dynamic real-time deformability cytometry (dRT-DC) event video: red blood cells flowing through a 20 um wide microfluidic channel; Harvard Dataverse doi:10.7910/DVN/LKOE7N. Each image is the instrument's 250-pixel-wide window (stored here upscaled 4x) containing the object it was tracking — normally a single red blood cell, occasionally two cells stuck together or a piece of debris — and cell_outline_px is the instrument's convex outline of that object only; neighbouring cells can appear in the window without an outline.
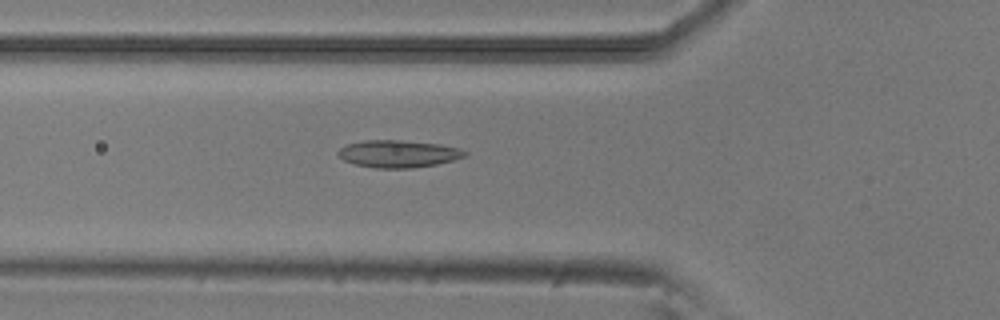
{"species": "common noctule bat (a hibernating species)", "species_latin": "Nyctalus noctula", "temperature_condition": "room temperature", "stored_images_in_passage": 52, "camera_frame_rate_fps": 3000, "um_per_image_px": 0.085, "animal": {"sex": "male", "body_mass_g": 20.5, "forearm_length_mm": 52.5}, "frame": {"image": 1, "passage_image": 18, "time_ms": 5.667, "image_size_px": [1000, 320], "cell_outline_px": [[468, 156], [436, 164], [412, 168], [376, 168], [356, 164], [344, 160], [336, 152], [340, 148], [348, 144], [364, 140], [400, 140], [440, 144], [460, 148], [468, 152]], "centroid_in_image_um": [33.89, 13.07], "position_along_channel_um": 91.9, "area_um2": 20.11}}
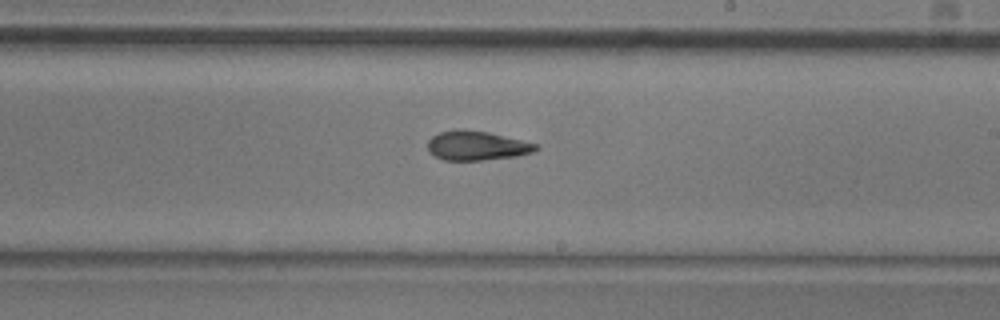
{"frame": {"image": 2, "passage_image": 30, "time_ms": 9.667, "image_size_px": [1000, 320], "cell_outline_px": [[540, 148], [532, 152], [516, 156], [480, 160], [444, 160], [428, 152], [428, 140], [432, 136], [440, 132], [456, 128], [464, 128], [488, 132], [536, 144]], "centroid_in_image_um": [40.47, 12.36], "position_along_channel_um": 248.5, "area_um2": 18.44}}
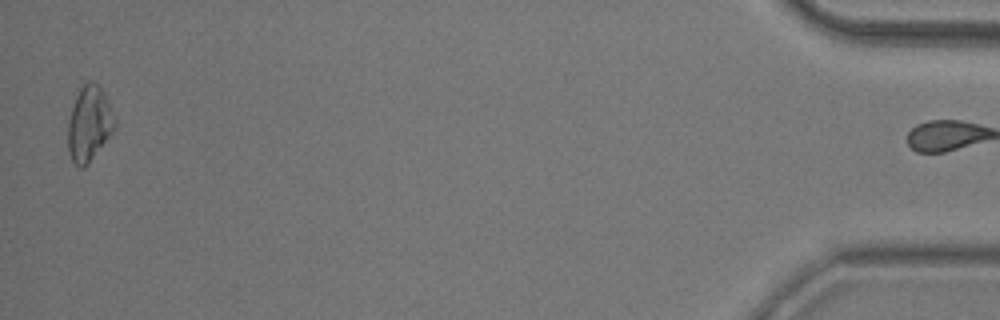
{"frame": {"image": 3, "passage_image": 51, "time_ms": 16.667, "image_size_px": [1000, 320], "cell_outline_px": [[116, 128], [88, 164], [84, 168], [80, 168], [72, 160], [68, 152], [68, 120], [76, 96], [80, 88], [88, 80], [92, 80], [104, 92], [116, 120]], "centroid_in_image_um": [7.59, 10.53], "position_along_channel_um": 427.6, "area_um2": 20.46}, "authors_computed_cell_mechanics": {"area_um2": 18.7272, "velocity_mm_per_s": 3.8921, "shape_relaxation_time_tau1_ms": null, "shape_relaxation_time_tau2_ms": 4.8327, "deformation_change_tau1": null, "deformation_change_tau2": 0.1189}}